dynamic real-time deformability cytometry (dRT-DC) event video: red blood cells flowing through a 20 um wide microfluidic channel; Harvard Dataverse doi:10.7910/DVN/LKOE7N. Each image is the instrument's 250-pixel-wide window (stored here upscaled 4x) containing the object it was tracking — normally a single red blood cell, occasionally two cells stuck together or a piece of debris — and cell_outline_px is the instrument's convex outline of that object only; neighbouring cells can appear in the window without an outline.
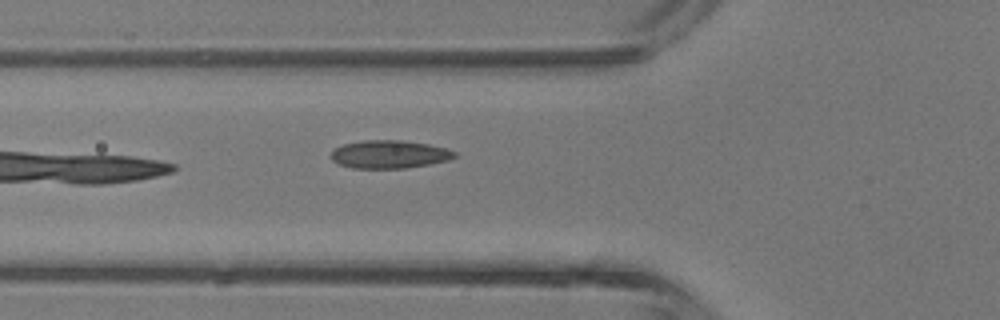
{"species": "common noctule bat (a hibernating species)", "species_latin": "Nyctalus noctula", "temperature_condition": "room temperature", "stored_images_in_passage": 4, "camera_frame_rate_fps": 3000, "um_per_image_px": 0.085, "animal": {"sex": "male", "body_mass_g": 13.3}, "frame": {"image": 1, "passage_image": 4, "time_ms": 3.333, "image_size_px": [1000, 320], "cell_outline_px": [[456, 156], [448, 160], [428, 164], [404, 168], [352, 168], [340, 164], [332, 160], [332, 152], [336, 148], [344, 144], [364, 140], [400, 140], [428, 144], [448, 148], [456, 152]], "centroid_in_image_um": [33.12, 13.11], "position_along_channel_um": 92.7, "area_um2": 20.0}}